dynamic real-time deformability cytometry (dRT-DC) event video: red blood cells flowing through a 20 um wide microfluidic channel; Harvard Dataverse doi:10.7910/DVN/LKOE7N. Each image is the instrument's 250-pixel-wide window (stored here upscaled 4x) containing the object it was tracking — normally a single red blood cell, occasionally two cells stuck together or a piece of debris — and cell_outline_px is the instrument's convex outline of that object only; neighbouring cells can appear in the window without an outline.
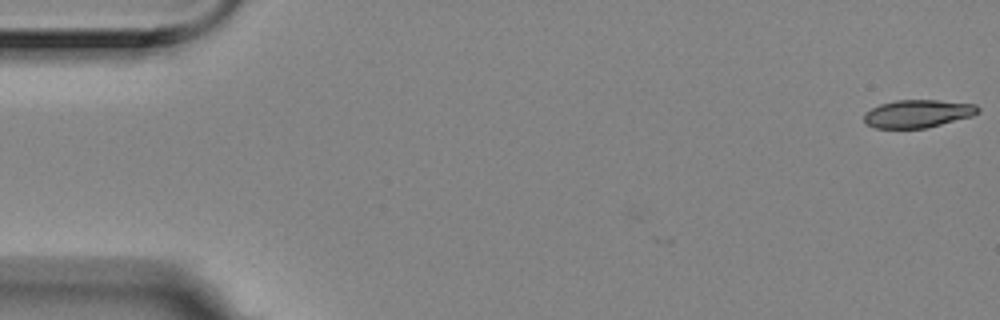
{"species": "Egyptian fruit bat (a non-hibernating species)", "species_latin": "Rousettus aegyptiacus", "temperature_condition": "room temperature", "stored_images_in_passage": 9, "camera_frame_rate_fps": 3000, "um_per_image_px": 0.085, "animal": {"sex": "female"}, "frame": {"image": 1, "passage_image": 1, "time_ms": 0.0, "image_size_px": [1000, 320], "cell_outline_px": [[980, 112], [972, 116], [924, 128], [876, 128], [864, 124], [864, 112], [880, 104], [896, 100], [936, 100], [976, 104], [980, 108]], "centroid_in_image_um": [77.99, 9.66], "position_along_channel_um": 7.0, "area_um2": 18.5}}